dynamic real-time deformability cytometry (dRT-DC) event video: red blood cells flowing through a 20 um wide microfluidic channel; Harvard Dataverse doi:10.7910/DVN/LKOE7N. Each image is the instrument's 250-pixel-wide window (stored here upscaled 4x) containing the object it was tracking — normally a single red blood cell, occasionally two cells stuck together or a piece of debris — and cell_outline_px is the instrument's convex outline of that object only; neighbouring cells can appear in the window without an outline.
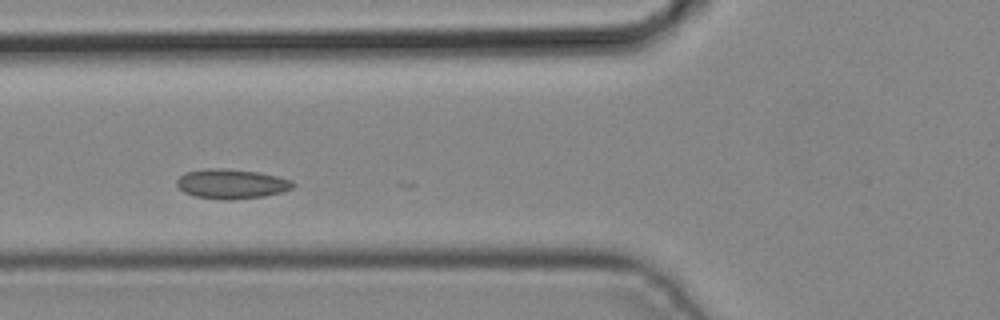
{"species": "common noctule bat (a hibernating species)", "species_latin": "Nyctalus noctula", "temperature_condition": "cold", "stored_images_in_passage": 3, "camera_frame_rate_fps": 3000, "um_per_image_px": 0.085, "animal": {"sex": "male", "body_mass_g": 19.2, "forearm_length_mm": 51.8}, "frame": {"image": 1, "passage_image": 3, "time_ms": 0.667, "image_size_px": [1000, 320], "cell_outline_px": [[296, 184], [292, 188], [280, 192], [264, 196], [232, 200], [224, 200], [196, 196], [184, 192], [176, 184], [176, 180], [184, 172], [208, 168], [224, 168], [260, 172], [292, 180]], "centroid_in_image_um": [19.67, 15.62], "position_along_channel_um": 106.1, "area_um2": 20.11}}